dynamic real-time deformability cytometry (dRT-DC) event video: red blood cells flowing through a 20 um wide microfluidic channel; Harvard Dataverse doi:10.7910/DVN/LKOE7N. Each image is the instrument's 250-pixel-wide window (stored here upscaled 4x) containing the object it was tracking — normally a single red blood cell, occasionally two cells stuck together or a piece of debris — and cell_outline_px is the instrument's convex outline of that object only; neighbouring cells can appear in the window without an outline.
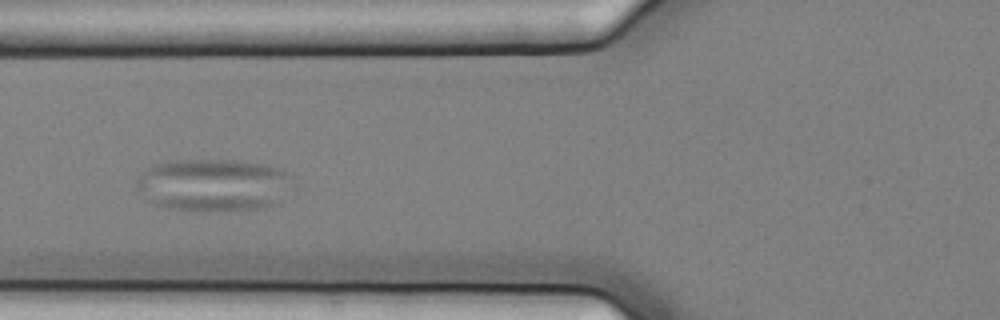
{"species": "common noctule bat (a hibernating species)", "species_latin": "Nyctalus noctula", "temperature_condition": "cold", "stored_images_in_passage": 7, "camera_frame_rate_fps": 3000, "um_per_image_px": 0.085, "animal": {"sex": "female", "body_mass_g": 25.1}, "frame": {"image": 1, "passage_image": 2, "time_ms": 0.333, "image_size_px": [1000, 320], "cell_outline_px": [[296, 184], [272, 204], [256, 208], [200, 212], [160, 208], [136, 188], [136, 180], [152, 164], [168, 160], [232, 160], [260, 164], [284, 168], [292, 172], [296, 176]], "centroid_in_image_um": [18.18, 15.71], "position_along_channel_um": 107.6, "area_um2": 48.44}}